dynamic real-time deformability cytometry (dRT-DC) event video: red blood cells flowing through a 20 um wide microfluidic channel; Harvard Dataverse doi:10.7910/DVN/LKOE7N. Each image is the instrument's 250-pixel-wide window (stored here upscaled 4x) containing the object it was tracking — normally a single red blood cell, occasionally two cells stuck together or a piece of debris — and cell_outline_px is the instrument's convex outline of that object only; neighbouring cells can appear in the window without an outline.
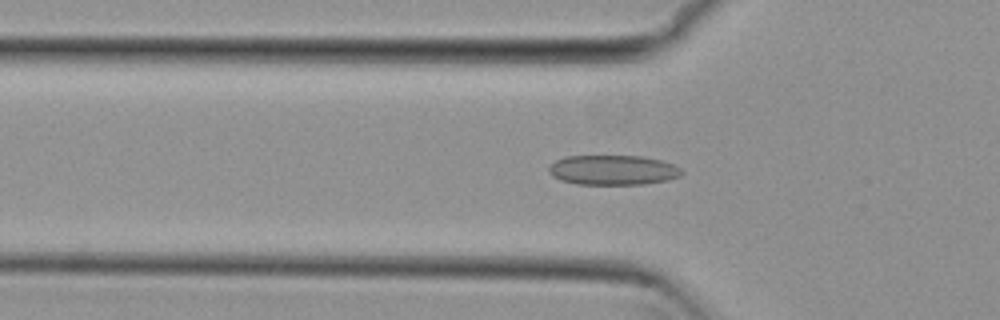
{"species": "common noctule bat (a hibernating species)", "species_latin": "Nyctalus noctula", "temperature_condition": "cold", "stored_images_in_passage": 47, "camera_frame_rate_fps": 3000, "um_per_image_px": 0.085, "animal": {"sex": "female", "body_mass_g": 29.2, "forearm_length_mm": 56.3}, "frame": {"image": 1, "passage_image": 17, "time_ms": 5.333, "image_size_px": [1000, 320], "cell_outline_px": [[684, 172], [680, 176], [668, 180], [644, 184], [576, 184], [560, 180], [552, 176], [548, 172], [548, 168], [556, 160], [564, 156], [640, 156], [660, 160], [672, 164], [680, 168]], "centroid_in_image_um": [52.08, 14.45], "position_along_channel_um": 73.7, "area_um2": 23.12}}
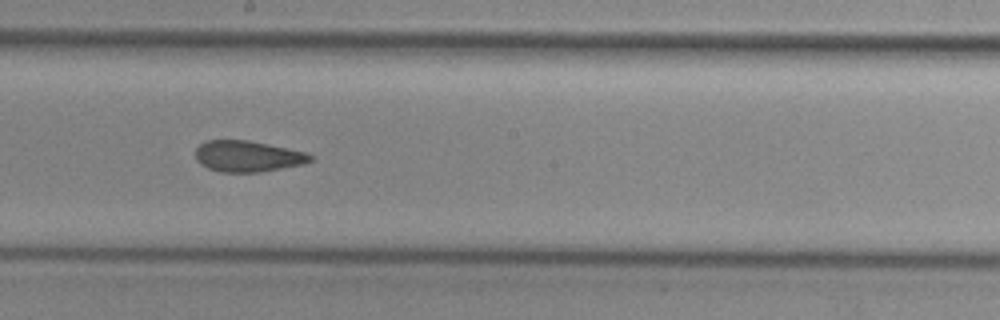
{"frame": {"image": 2, "passage_image": 29, "time_ms": 9.333, "image_size_px": [1000, 320], "cell_outline_px": [[316, 156], [312, 160], [304, 164], [260, 172], [220, 172], [208, 168], [200, 164], [196, 160], [196, 148], [200, 144], [208, 140], [248, 140], [268, 144], [304, 152]], "centroid_in_image_um": [21.05, 13.29], "position_along_channel_um": 227.1, "area_um2": 20.81}}
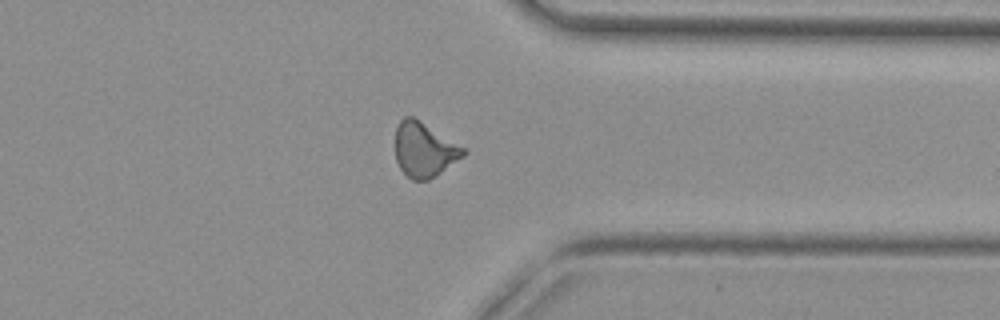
{"frame": {"image": 3, "passage_image": 41, "time_ms": 13.333, "image_size_px": [1000, 320], "cell_outline_px": [[468, 152], [464, 156], [436, 176], [428, 180], [412, 180], [400, 168], [396, 160], [396, 128], [400, 120], [404, 116], [412, 116], [468, 148]], "centroid_in_image_um": [36.1, 12.72], "position_along_channel_um": 375.3, "area_um2": 21.85}, "authors_computed_cell_mechanics": {"area_um2": 21.8484, "velocity_mm_per_s": 3.8257, "shape_relaxation_time_tau1_ms": null, "shape_relaxation_time_tau2_ms": 2.1834, "deformation_change_tau1": null, "deformation_change_tau2": 0.0979}}